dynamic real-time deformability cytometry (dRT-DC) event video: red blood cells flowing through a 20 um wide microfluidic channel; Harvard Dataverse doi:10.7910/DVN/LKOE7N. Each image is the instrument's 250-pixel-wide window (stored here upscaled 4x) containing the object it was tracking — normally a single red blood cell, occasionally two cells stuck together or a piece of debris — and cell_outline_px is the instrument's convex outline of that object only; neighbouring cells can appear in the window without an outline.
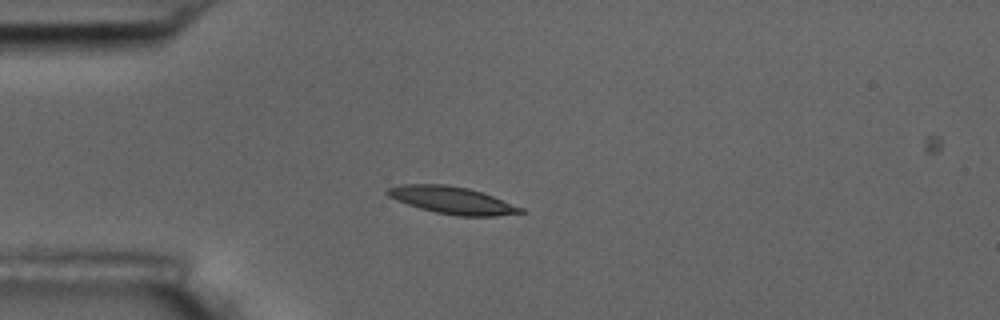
{"species": "common noctule bat (a hibernating species)", "species_latin": "Nyctalus noctula", "temperature_condition": "room temperature", "stored_images_in_passage": 7, "camera_frame_rate_fps": 3000, "um_per_image_px": 0.085, "animal": {"sex": "male", "body_mass_g": 17.5, "forearm_length_mm": 52.3}, "frame": {"image": 1, "passage_image": 3, "time_ms": 2.333, "image_size_px": [1000, 320], "cell_outline_px": [[528, 212], [496, 216], [456, 216], [436, 212], [420, 208], [396, 200], [388, 196], [384, 192], [388, 188], [400, 184], [444, 184], [468, 188], [492, 196], [524, 208]], "centroid_in_image_um": [38.43, 17.02], "position_along_channel_um": 46.6, "area_um2": 21.1}}
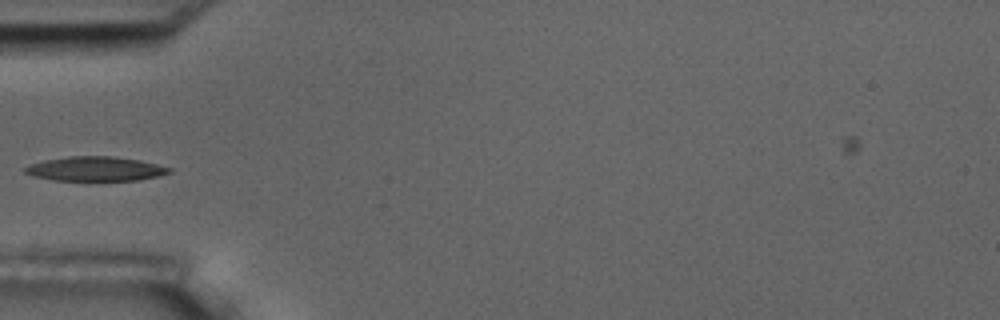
{"frame": {"image": 2, "passage_image": 4, "time_ms": 3.667, "image_size_px": [1000, 320], "cell_outline_px": [[172, 172], [160, 176], [140, 180], [52, 180], [32, 176], [24, 172], [24, 168], [32, 164], [44, 160], [68, 156], [112, 156], [140, 160], [172, 168]], "centroid_in_image_um": [8.13, 14.35], "position_along_channel_um": 76.9, "area_um2": 20.52}}
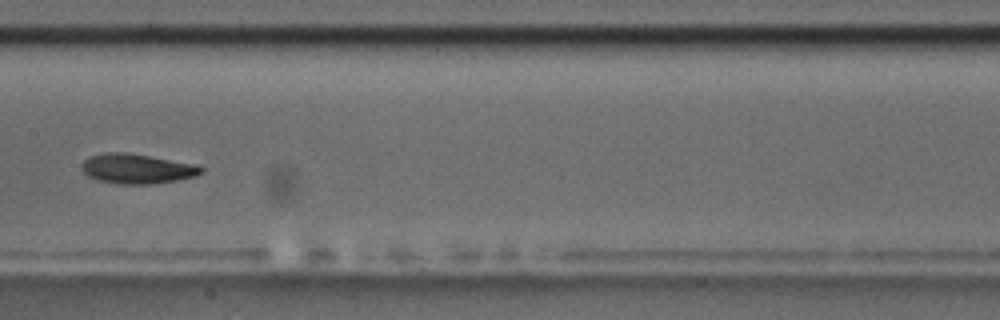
{"frame": {"image": 3, "passage_image": 7, "time_ms": 7.0, "image_size_px": [1000, 320], "cell_outline_px": [[204, 172], [196, 176], [176, 180], [152, 184], [120, 184], [96, 180], [88, 176], [80, 168], [80, 164], [88, 156], [108, 152], [124, 152], [200, 164], [204, 168]], "centroid_in_image_um": [11.66, 14.34], "position_along_channel_um": 195.7, "area_um2": 21.04}}